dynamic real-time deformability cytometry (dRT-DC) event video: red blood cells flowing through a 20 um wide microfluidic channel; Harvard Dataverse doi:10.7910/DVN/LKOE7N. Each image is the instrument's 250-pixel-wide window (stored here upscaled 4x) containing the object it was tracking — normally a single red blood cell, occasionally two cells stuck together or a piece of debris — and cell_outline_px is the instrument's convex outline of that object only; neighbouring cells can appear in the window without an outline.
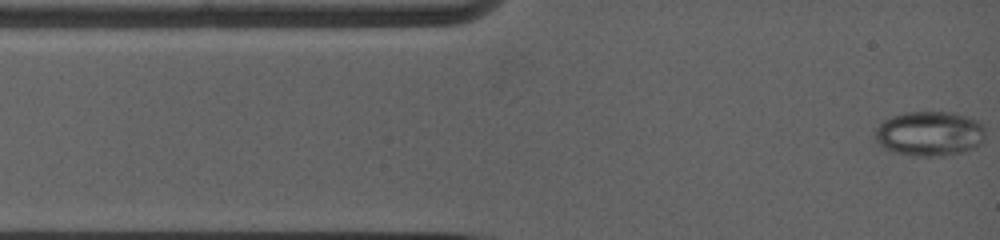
{"species": "common noctule bat (a hibernating species)", "species_latin": "Nyctalus noctula", "temperature_condition": "warm", "stored_images_in_passage": 36, "camera_frame_rate_fps": 5000, "um_per_image_px": 0.085, "animal": {"sex": "female", "body_mass_g": 19.0, "forearm_length_mm": 53.3}, "frame": {"image": 1, "passage_image": 1, "time_ms": 0.0, "image_size_px": [1000, 240], "cell_outline_px": [[984, 136], [980, 144], [976, 148], [964, 152], [944, 156], [912, 156], [892, 152], [880, 148], [876, 140], [876, 128], [880, 124], [896, 116], [908, 112], [948, 112], [972, 120], [980, 124], [984, 132]], "centroid_in_image_um": [78.98, 11.41], "position_along_channel_um": 6.0, "area_um2": 28.38}}
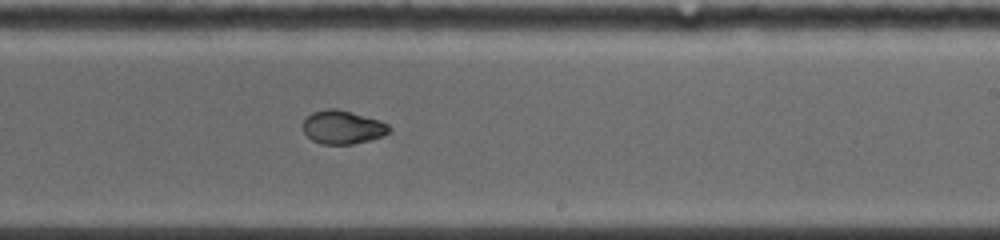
{"frame": {"image": 2, "passage_image": 19, "time_ms": 7.8, "image_size_px": [1000, 240], "cell_outline_px": [[392, 132], [384, 136], [372, 140], [352, 144], [320, 144], [312, 140], [304, 132], [304, 120], [312, 112], [328, 108], [336, 108], [376, 120], [388, 124], [392, 128]], "centroid_in_image_um": [29.15, 10.83], "position_along_channel_um": 259.8, "area_um2": 16.76}}
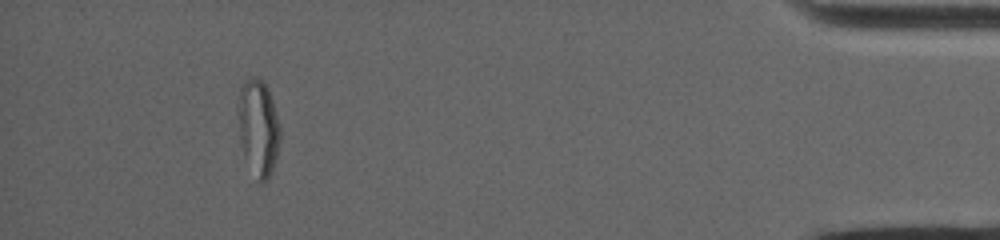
{"frame": {"image": 3, "passage_image": 32, "time_ms": 13.8, "image_size_px": [1000, 240], "cell_outline_px": [[280, 140], [276, 156], [272, 168], [268, 176], [260, 184], [244, 160], [240, 140], [236, 112], [236, 108], [240, 88], [244, 80], [264, 80], [268, 88], [272, 100], [280, 128]], "centroid_in_image_um": [21.91, 10.85], "position_along_channel_um": 413.3, "area_um2": 23.64}}